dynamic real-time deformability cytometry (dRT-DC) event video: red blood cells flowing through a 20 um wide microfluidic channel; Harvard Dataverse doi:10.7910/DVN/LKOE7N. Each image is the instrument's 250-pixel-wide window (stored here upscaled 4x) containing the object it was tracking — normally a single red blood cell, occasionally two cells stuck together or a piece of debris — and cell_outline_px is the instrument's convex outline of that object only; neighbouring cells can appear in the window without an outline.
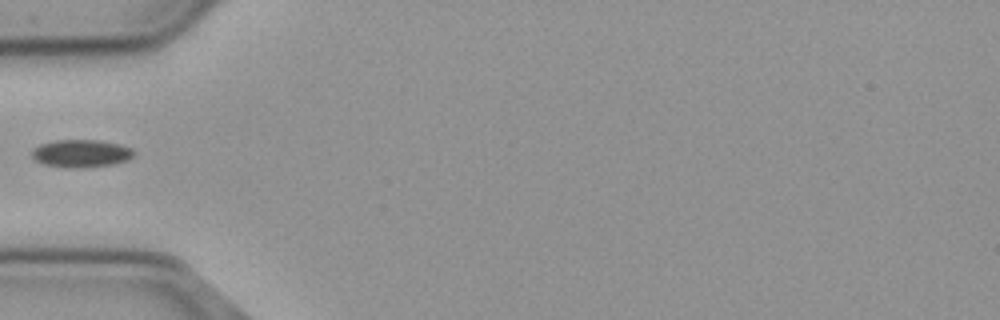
{"species": "common noctule bat (a hibernating species)", "species_latin": "Nyctalus noctula", "temperature_condition": "cold", "stored_images_in_passage": 6, "camera_frame_rate_fps": 3000, "um_per_image_px": 0.085, "animal": {"sex": "male", "body_mass_g": 23.1, "forearm_length_mm": 52.7}, "frame": {"image": 1, "passage_image": 1, "time_ms": 0.0, "image_size_px": [1000, 320], "cell_outline_px": [[136, 152], [128, 160], [112, 164], [80, 168], [68, 168], [44, 164], [36, 160], [32, 156], [32, 152], [40, 144], [56, 140], [100, 140], [120, 144], [132, 148]], "centroid_in_image_um": [6.93, 13.04], "position_along_channel_um": 78.1, "area_um2": 16.42}}